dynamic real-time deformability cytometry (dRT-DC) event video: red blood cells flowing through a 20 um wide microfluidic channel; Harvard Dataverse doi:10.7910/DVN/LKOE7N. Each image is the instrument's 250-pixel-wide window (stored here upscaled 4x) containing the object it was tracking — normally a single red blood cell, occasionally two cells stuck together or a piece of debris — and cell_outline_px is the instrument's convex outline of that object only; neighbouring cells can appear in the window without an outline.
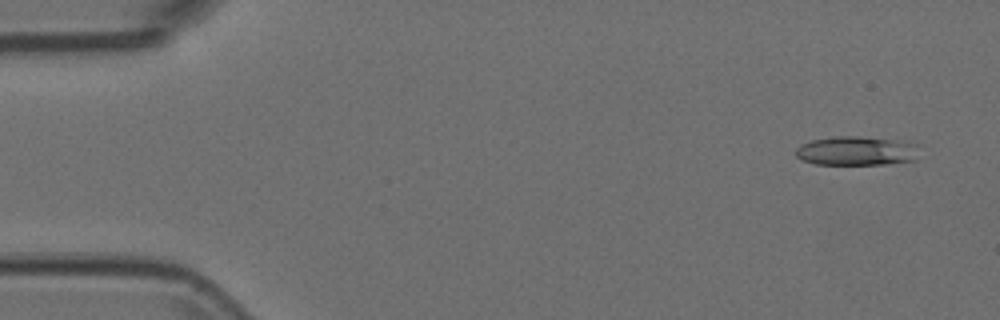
{"species": "Egyptian fruit bat (a non-hibernating species)", "species_latin": "Rousettus aegyptiacus", "temperature_condition": "room temperature", "stored_images_in_passage": 50, "camera_frame_rate_fps": 3000, "um_per_image_px": 0.085, "animal": {"sex": "female"}, "frame": {"image": 1, "passage_image": 3, "time_ms": 0.667, "image_size_px": [1000, 320], "cell_outline_px": [[916, 160], [884, 164], [816, 164], [800, 160], [796, 156], [796, 148], [800, 144], [812, 140], [832, 136], [860, 136], [896, 140], [916, 144]], "centroid_in_image_um": [72.74, 12.82], "position_along_channel_um": 12.3, "area_um2": 20.92}}
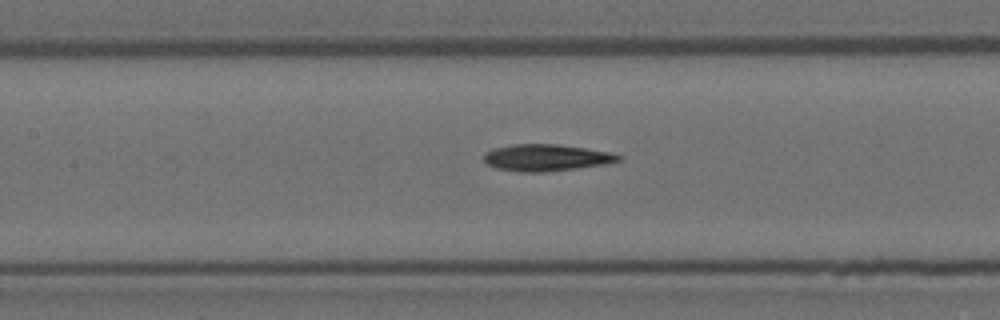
{"frame": {"image": 2, "passage_image": 24, "time_ms": 7.667, "image_size_px": [1000, 320], "cell_outline_px": [[624, 156], [620, 160], [604, 164], [576, 168], [544, 172], [520, 172], [496, 168], [488, 164], [484, 160], [484, 152], [496, 148], [512, 144], [556, 144], [612, 152]], "centroid_in_image_um": [46.43, 13.4], "position_along_channel_um": 161.0, "area_um2": 20.87}}
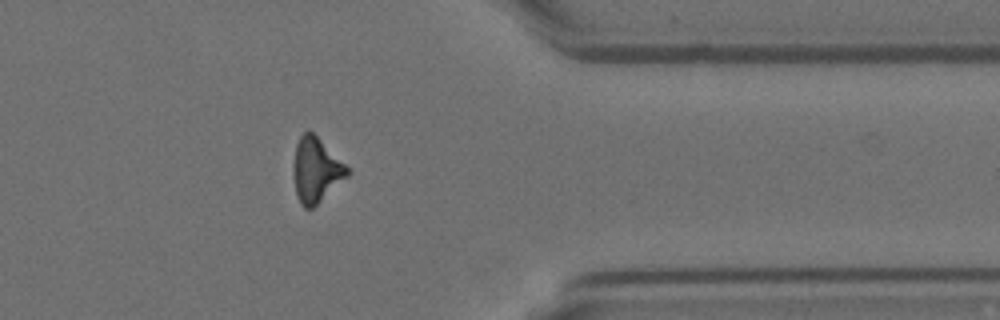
{"frame": {"image": 3, "passage_image": 43, "time_ms": 14.0, "image_size_px": [1000, 320], "cell_outline_px": [[352, 172], [348, 176], [312, 208], [304, 208], [300, 204], [296, 196], [292, 172], [292, 164], [296, 144], [300, 136], [304, 132], [312, 132]], "centroid_in_image_um": [26.82, 14.48], "position_along_channel_um": 384.6, "area_um2": 20.11}}